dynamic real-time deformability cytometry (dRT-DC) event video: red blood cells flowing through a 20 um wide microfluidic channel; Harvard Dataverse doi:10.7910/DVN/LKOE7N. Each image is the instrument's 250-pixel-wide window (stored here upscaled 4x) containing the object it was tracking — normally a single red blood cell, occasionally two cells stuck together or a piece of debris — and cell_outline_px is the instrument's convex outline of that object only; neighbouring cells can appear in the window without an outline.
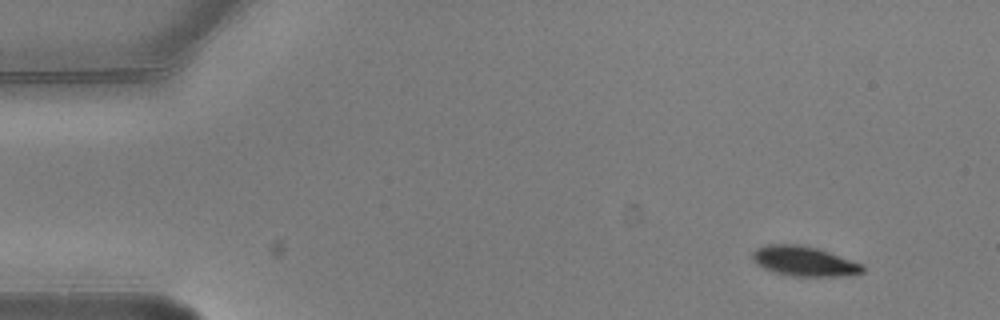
{"species": "common noctule bat (a hibernating species)", "species_latin": "Nyctalus noctula", "temperature_condition": "warm", "stored_images_in_passage": 4, "camera_frame_rate_fps": 3000, "um_per_image_px": 0.085, "animal": {"sex": "male", "body_mass_g": 20.5, "forearm_length_mm": 52.5}, "frame": {"image": 1, "passage_image": 1, "time_ms": 0.0, "image_size_px": [1000, 320], "cell_outline_px": [[864, 272], [844, 276], [792, 276], [776, 272], [764, 268], [756, 264], [752, 260], [752, 252], [756, 248], [764, 244], [800, 244], [816, 248], [864, 264]], "centroid_in_image_um": [68.33, 22.19], "position_along_channel_um": 16.7, "area_um2": 19.19}}
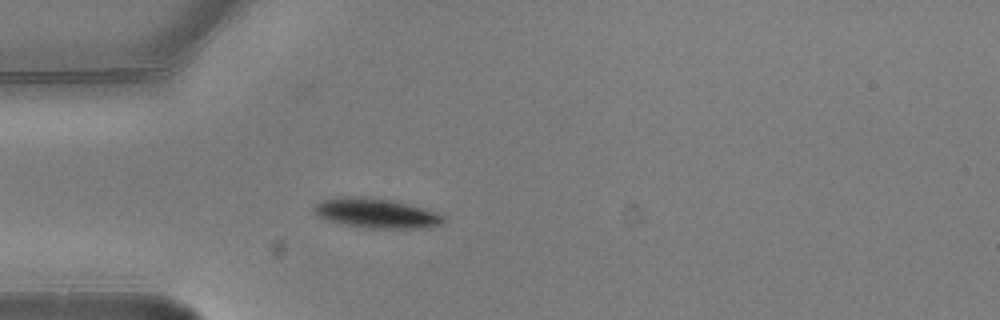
{"frame": {"image": 2, "passage_image": 4, "time_ms": 1.0, "image_size_px": [1000, 320], "cell_outline_px": [[444, 224], [420, 228], [368, 228], [340, 224], [328, 220], [312, 212], [312, 208], [320, 200], [336, 196], [368, 196], [392, 200], [408, 204], [436, 212], [444, 216]], "centroid_in_image_um": [31.92, 18.1], "position_along_channel_um": 53.1, "area_um2": 22.66}}